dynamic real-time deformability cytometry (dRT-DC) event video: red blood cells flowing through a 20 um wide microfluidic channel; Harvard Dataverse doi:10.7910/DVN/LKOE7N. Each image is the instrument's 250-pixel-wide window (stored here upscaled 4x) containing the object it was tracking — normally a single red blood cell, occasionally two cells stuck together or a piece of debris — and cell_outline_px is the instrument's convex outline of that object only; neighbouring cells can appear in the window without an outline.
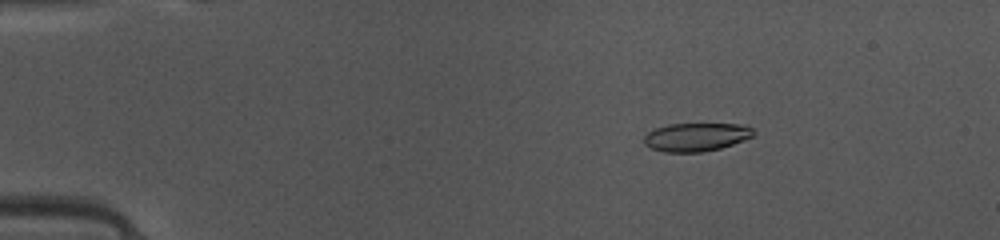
{"species": "common noctule bat (a hibernating species)", "species_latin": "Nyctalus noctula", "temperature_condition": "warm", "stored_images_in_passage": 48, "camera_frame_rate_fps": 3000, "um_per_image_px": 0.085, "animal": {"sex": "female", "body_mass_g": 10.0, "forearm_length_mm": 53.1}, "frame": {"image": 1, "passage_image": 8, "time_ms": 2.333, "image_size_px": [1000, 240], "cell_outline_px": [[756, 132], [752, 136], [732, 144], [720, 148], [704, 152], [664, 152], [652, 148], [644, 144], [644, 136], [648, 132], [656, 128], [668, 124], [748, 124]], "centroid_in_image_um": [59.18, 11.64], "position_along_channel_um": 25.8, "area_um2": 18.09}}
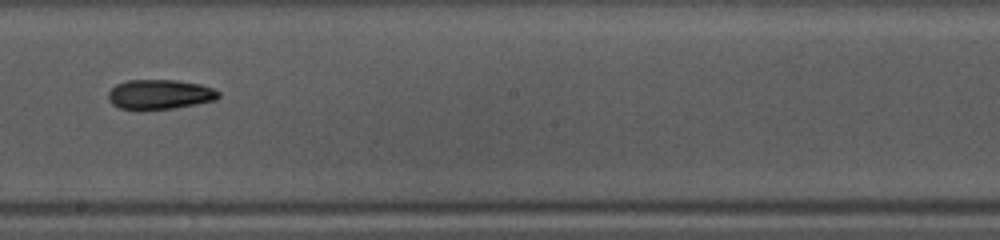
{"frame": {"image": 2, "passage_image": 28, "time_ms": 9.0, "image_size_px": [1000, 240], "cell_outline_px": [[220, 96], [216, 100], [196, 104], [172, 108], [120, 108], [112, 104], [108, 100], [108, 92], [116, 84], [128, 80], [176, 80], [200, 84], [212, 88], [220, 92]], "centroid_in_image_um": [13.59, 8.0], "position_along_channel_um": 234.6, "area_um2": 18.79}}
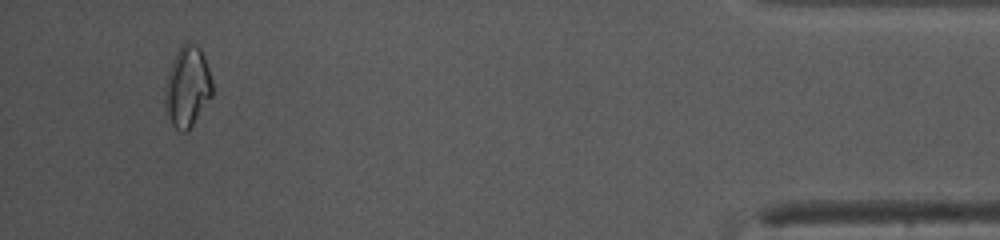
{"frame": {"image": 3, "passage_image": 46, "time_ms": 15.0, "image_size_px": [1000, 240], "cell_outline_px": [[212, 96], [188, 132], [180, 132], [172, 124], [164, 108], [164, 88], [168, 72], [176, 52], [180, 44], [188, 40], [196, 44], [200, 48], [204, 56], [212, 80]], "centroid_in_image_um": [15.91, 7.36], "position_along_channel_um": 419.3, "area_um2": 22.6}, "authors_computed_cell_mechanics": {"area_um2": 19.0162, "velocity_mm_per_s": 4.1269, "shape_relaxation_time_tau1_ms": null, "shape_relaxation_time_tau2_ms": 8.7861, "deformation_change_tau1": null, "deformation_change_tau2": 0.1753}}